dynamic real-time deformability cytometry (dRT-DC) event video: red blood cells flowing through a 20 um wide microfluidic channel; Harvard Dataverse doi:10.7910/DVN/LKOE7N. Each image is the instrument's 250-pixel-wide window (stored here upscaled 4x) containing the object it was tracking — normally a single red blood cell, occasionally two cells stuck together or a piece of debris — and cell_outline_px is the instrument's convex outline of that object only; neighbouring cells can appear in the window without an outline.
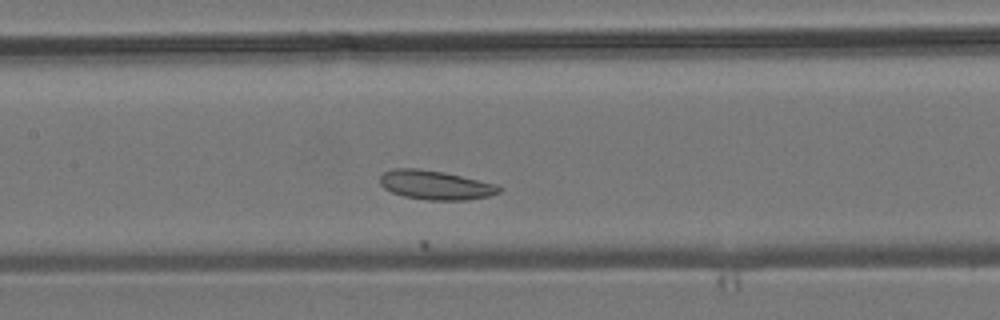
{"species": "common noctule bat (a hibernating species)", "species_latin": "Nyctalus noctula", "temperature_condition": "room temperature", "stored_images_in_passage": 5, "camera_frame_rate_fps": 3000, "um_per_image_px": 0.085, "animal": {"sex": "male", "body_mass_g": 19.2, "forearm_length_mm": 51.8}, "frame": {"image": 1, "passage_image": 5, "time_ms": 5.0, "image_size_px": [1000, 320], "cell_outline_px": [[504, 188], [500, 192], [488, 196], [468, 200], [428, 200], [404, 196], [392, 192], [384, 188], [380, 184], [380, 176], [384, 172], [392, 168], [416, 168], [444, 172], [496, 184]], "centroid_in_image_um": [37.01, 15.73], "position_along_channel_um": 170.4, "area_um2": 20.23}}